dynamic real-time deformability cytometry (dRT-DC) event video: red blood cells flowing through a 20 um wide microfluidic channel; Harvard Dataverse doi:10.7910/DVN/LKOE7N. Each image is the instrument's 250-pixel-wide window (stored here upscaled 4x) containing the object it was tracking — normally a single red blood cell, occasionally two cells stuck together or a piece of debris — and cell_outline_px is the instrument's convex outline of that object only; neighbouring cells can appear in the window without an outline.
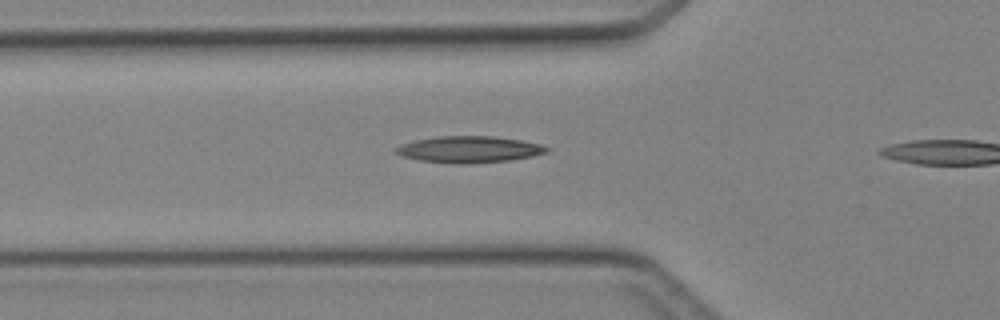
{"species": "Egyptian fruit bat (a non-hibernating species)", "species_latin": "Rousettus aegyptiacus", "temperature_condition": "cold", "stored_images_in_passage": 7, "camera_frame_rate_fps": 3000, "um_per_image_px": 0.085, "animal": {"sex": "female"}, "frame": {"image": 1, "passage_image": 6, "time_ms": 1.667, "image_size_px": [1000, 320], "cell_outline_px": [[548, 152], [532, 156], [508, 160], [468, 164], [456, 164], [420, 160], [404, 156], [392, 152], [400, 144], [416, 140], [440, 136], [492, 136], [520, 140], [540, 144], [548, 148]], "centroid_in_image_um": [39.85, 12.7], "position_along_channel_um": 85.9, "area_um2": 23.12}}